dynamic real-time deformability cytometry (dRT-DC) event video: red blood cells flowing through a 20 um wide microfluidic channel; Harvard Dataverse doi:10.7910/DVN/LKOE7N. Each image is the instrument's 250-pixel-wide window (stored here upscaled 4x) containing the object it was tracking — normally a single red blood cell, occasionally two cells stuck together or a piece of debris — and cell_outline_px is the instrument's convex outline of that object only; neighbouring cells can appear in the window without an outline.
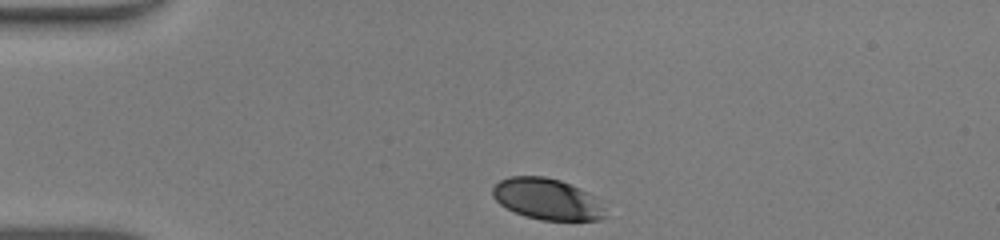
{"species": "human", "species_latin": "Homo sapiens", "temperature_condition": "warm", "stored_images_in_passage": 30, "camera_frame_rate_fps": 3000, "um_per_image_px": 0.085, "donor": {"sex": "male"}, "frame": {"image": 1, "passage_image": 1, "time_ms": 0.0, "image_size_px": [1000, 240], "cell_outline_px": [[604, 216], [600, 220], [540, 220], [524, 216], [500, 204], [492, 196], [492, 188], [500, 180], [508, 176], [544, 176], [560, 180], [588, 192], [604, 208]], "centroid_in_image_um": [46.46, 16.92], "position_along_channel_um": 38.5, "area_um2": 26.82}}
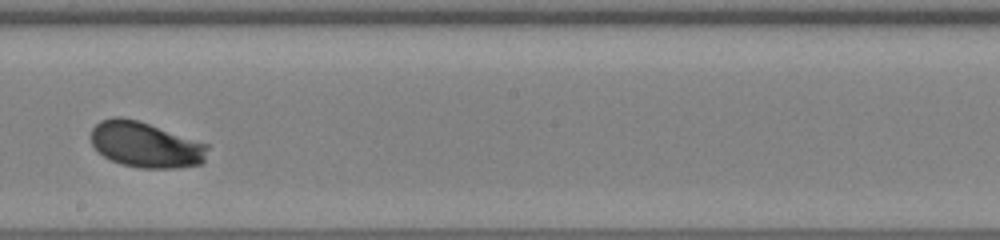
{"frame": {"image": 2, "passage_image": 18, "time_ms": 5.667, "image_size_px": [1000, 240], "cell_outline_px": [[208, 148], [204, 164], [176, 168], [140, 168], [120, 164], [104, 156], [92, 144], [92, 128], [100, 120], [112, 116], [120, 116], [136, 120], [208, 144]], "centroid_in_image_um": [12.38, 12.31], "position_along_channel_um": 235.8, "area_um2": 30.87}}
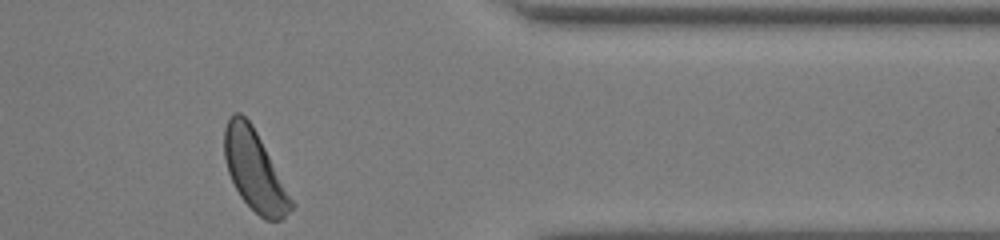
{"frame": {"image": 3, "passage_image": 30, "time_ms": 9.667, "image_size_px": [1000, 240], "cell_outline_px": [[296, 204], [284, 220], [264, 220], [240, 196], [228, 172], [224, 160], [224, 128], [232, 112], [240, 112], [252, 124]], "centroid_in_image_um": [21.65, 14.5], "position_along_channel_um": 389.7, "area_um2": 31.21}, "authors_computed_cell_mechanics": {"area_um2": 30.5762, "velocity_mm_per_s": 4.2675, "shape_relaxation_time_tau1_ms": 1.843, "shape_relaxation_time_tau2_ms": null, "deformation_change_tau1": 0.119, "deformation_change_tau2": null}}